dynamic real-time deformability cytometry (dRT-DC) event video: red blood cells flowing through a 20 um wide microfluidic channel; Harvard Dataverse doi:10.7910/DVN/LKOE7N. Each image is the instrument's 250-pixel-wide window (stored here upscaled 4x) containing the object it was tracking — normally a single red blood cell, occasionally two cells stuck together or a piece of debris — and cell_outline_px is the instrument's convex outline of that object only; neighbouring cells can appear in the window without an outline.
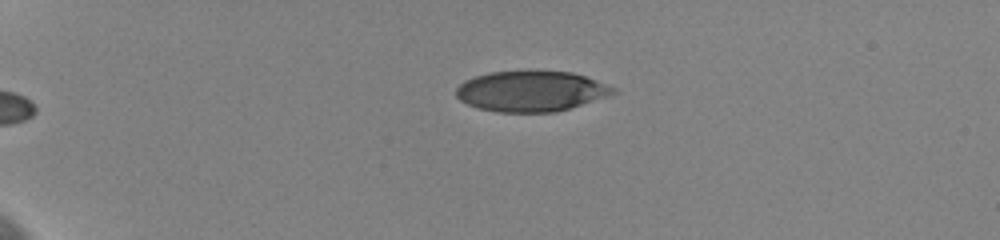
{"species": "human", "species_latin": "Homo sapiens", "temperature_condition": "cold", "stored_images_in_passage": 24, "camera_frame_rate_fps": 3000, "um_per_image_px": 0.085, "donor": {"sex": "female"}, "frame": {"image": 1, "passage_image": 1, "time_ms": 0.0, "image_size_px": [1000, 240], "cell_outline_px": [[616, 92], [608, 96], [556, 112], [496, 112], [476, 108], [460, 100], [456, 96], [456, 88], [464, 80], [488, 72], [528, 68], [536, 68], [572, 72], [584, 76], [616, 88]], "centroid_in_image_um": [45.1, 7.71], "position_along_channel_um": 39.9, "area_um2": 38.03}}
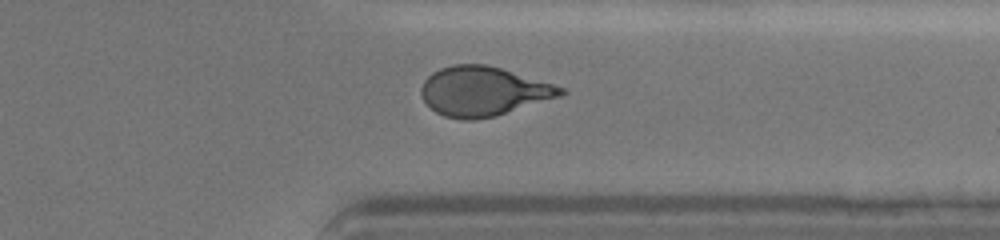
{"frame": {"image": 2, "passage_image": 17, "time_ms": 11.0, "image_size_px": [1000, 240], "cell_outline_px": [[568, 92], [560, 96], [496, 116], [472, 120], [464, 120], [444, 116], [436, 112], [424, 100], [420, 92], [420, 88], [424, 80], [432, 72], [440, 68], [452, 64], [484, 64], [500, 68], [552, 84], [564, 88]], "centroid_in_image_um": [41.04, 7.76], "position_along_channel_um": 370.4, "area_um2": 39.82}}
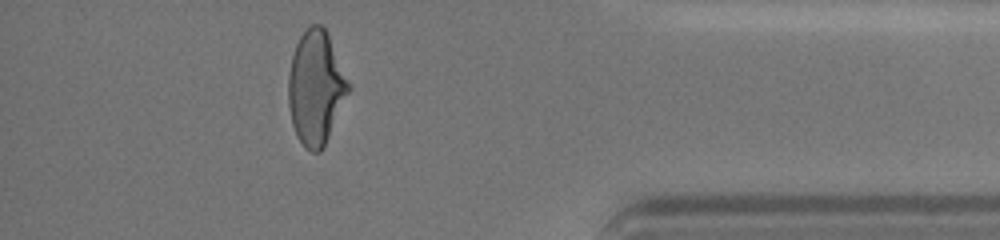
{"frame": {"image": 3, "passage_image": 21, "time_ms": 12.667, "image_size_px": [1000, 240], "cell_outline_px": [[352, 88], [324, 148], [320, 152], [312, 152], [304, 148], [296, 136], [292, 124], [288, 104], [288, 76], [292, 56], [296, 44], [300, 36], [312, 24], [320, 24], [328, 32]], "centroid_in_image_um": [26.86, 7.49], "position_along_channel_um": 408.3, "area_um2": 40.4}, "authors_computed_cell_mechanics": {"area_um2": 40.1999, "velocity_mm_per_s": 3.6496, "shape_relaxation_time_tau1_ms": 5.8576, "shape_relaxation_time_tau2_ms": 1.0206, "deformation_change_tau1": 0.1899, "deformation_change_tau2": 0.0734}}